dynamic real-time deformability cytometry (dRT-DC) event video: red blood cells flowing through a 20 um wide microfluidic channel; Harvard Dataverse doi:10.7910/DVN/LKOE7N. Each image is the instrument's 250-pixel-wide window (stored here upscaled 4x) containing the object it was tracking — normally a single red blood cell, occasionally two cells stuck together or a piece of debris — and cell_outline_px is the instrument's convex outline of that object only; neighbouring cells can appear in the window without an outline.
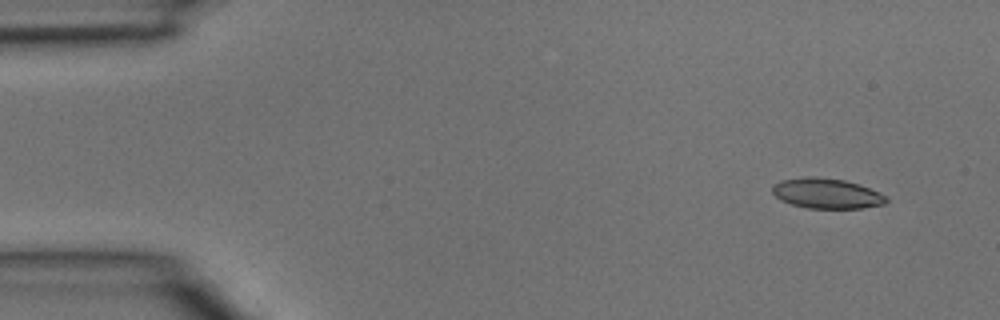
{"species": "common noctule bat (a hibernating species)", "species_latin": "Nyctalus noctula", "temperature_condition": "room temperature", "stored_images_in_passage": 4, "camera_frame_rate_fps": 3000, "um_per_image_px": 0.085, "animal": {"sex": "male", "body_mass_g": 15.6}, "frame": {"image": 1, "passage_image": 1, "time_ms": 0.0, "image_size_px": [1000, 320], "cell_outline_px": [[888, 200], [884, 204], [860, 208], [808, 208], [792, 204], [780, 200], [772, 192], [772, 184], [780, 180], [804, 176], [812, 176], [844, 180], [868, 188], [884, 196]], "centroid_in_image_um": [70.18, 16.43], "position_along_channel_um": 14.8, "area_um2": 19.83}}